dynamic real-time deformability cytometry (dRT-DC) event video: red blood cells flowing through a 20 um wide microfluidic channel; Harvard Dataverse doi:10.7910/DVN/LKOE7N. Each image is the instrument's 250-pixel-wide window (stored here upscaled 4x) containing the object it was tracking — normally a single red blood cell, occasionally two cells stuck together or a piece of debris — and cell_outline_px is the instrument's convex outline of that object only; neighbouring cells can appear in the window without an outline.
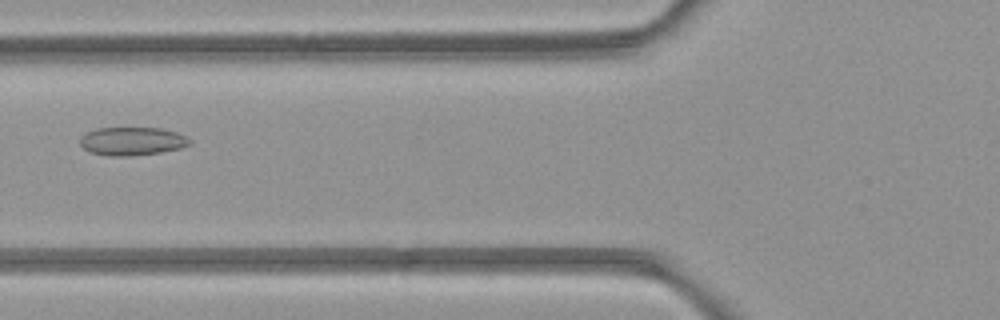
{"species": "common noctule bat (a hibernating species)", "species_latin": "Nyctalus noctula", "temperature_condition": "room temperature", "stored_images_in_passage": 3, "camera_frame_rate_fps": 3000, "um_per_image_px": 0.085, "animal": {"sex": "female", "body_mass_g": 21.9}, "frame": {"image": 1, "passage_image": 2, "time_ms": 1.333, "image_size_px": [1000, 320], "cell_outline_px": [[192, 140], [188, 144], [180, 148], [160, 152], [132, 156], [108, 156], [92, 152], [84, 148], [80, 144], [80, 136], [96, 128], [160, 128], [176, 132], [188, 136]], "centroid_in_image_um": [11.23, 12.0], "position_along_channel_um": 114.6, "area_um2": 18.03}}
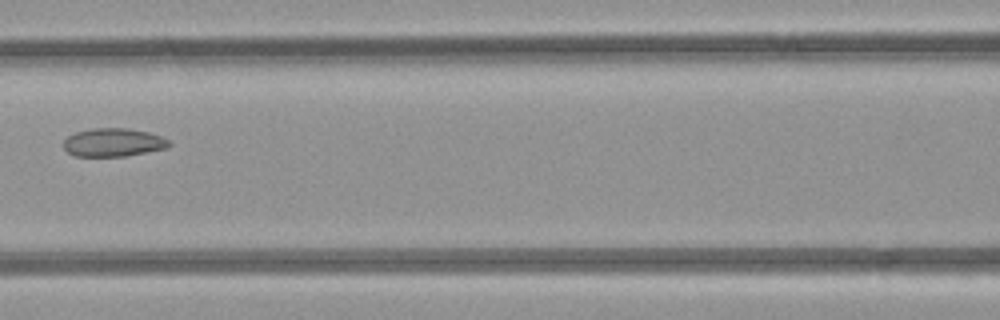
{"frame": {"image": 2, "passage_image": 3, "time_ms": 2.333, "image_size_px": [1000, 320], "cell_outline_px": [[172, 144], [168, 148], [124, 156], [76, 156], [68, 152], [64, 148], [64, 140], [68, 136], [76, 132], [92, 128], [128, 128], [148, 132], [160, 136], [168, 140]], "centroid_in_image_um": [9.64, 12.1], "position_along_channel_um": 157.0, "area_um2": 17.34}}